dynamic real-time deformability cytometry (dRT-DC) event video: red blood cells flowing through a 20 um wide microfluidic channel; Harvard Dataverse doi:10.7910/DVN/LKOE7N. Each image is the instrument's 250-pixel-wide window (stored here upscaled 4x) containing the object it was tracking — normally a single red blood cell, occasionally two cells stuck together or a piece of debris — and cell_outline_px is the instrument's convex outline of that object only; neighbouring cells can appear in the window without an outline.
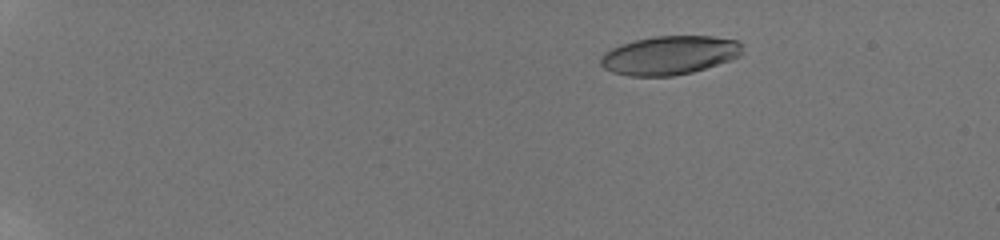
{"species": "human", "species_latin": "Homo sapiens", "temperature_condition": "room temperature", "stored_images_in_passage": 44, "camera_frame_rate_fps": 3000, "um_per_image_px": 0.085, "donor": {"sex": "male"}, "frame": {"image": 1, "passage_image": 1, "time_ms": 0.0, "image_size_px": [1000, 240], "cell_outline_px": [[744, 52], [740, 56], [732, 60], [692, 72], [672, 76], [628, 76], [612, 72], [604, 68], [600, 64], [600, 56], [604, 52], [620, 44], [636, 40], [656, 36], [712, 36], [740, 40], [744, 44]], "centroid_in_image_um": [56.96, 4.69], "position_along_channel_um": 28.0, "area_um2": 32.43}}
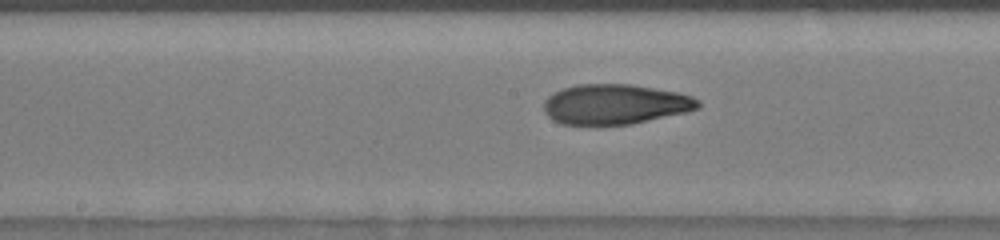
{"frame": {"image": 2, "passage_image": 19, "time_ms": 7.667, "image_size_px": [1000, 240], "cell_outline_px": [[700, 108], [684, 112], [632, 124], [560, 124], [552, 120], [544, 112], [544, 100], [548, 96], [564, 88], [576, 84], [628, 84], [676, 92], [692, 96], [700, 100]], "centroid_in_image_um": [52.26, 8.86], "position_along_channel_um": 195.9, "area_um2": 35.78}}
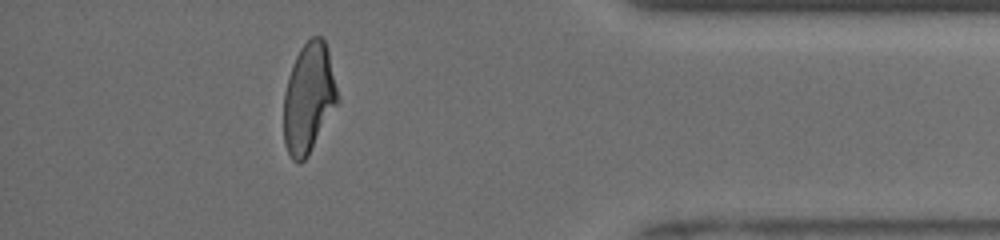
{"frame": {"image": 3, "passage_image": 40, "time_ms": 13.667, "image_size_px": [1000, 240], "cell_outline_px": [[340, 100], [308, 156], [300, 164], [292, 160], [284, 144], [284, 92], [288, 76], [292, 64], [300, 48], [312, 36], [320, 36], [324, 40], [328, 52]], "centroid_in_image_um": [26.23, 8.37], "position_along_channel_um": 409.0, "area_um2": 34.56}, "authors_computed_cell_mechanics": {"area_um2": 35.5181, "velocity_mm_per_s": 3.9603, "shape_relaxation_time_tau1_ms": 9.4624, "shape_relaxation_time_tau2_ms": 1.1802, "deformation_change_tau1": 0.3178, "deformation_change_tau2": 0.0753}}